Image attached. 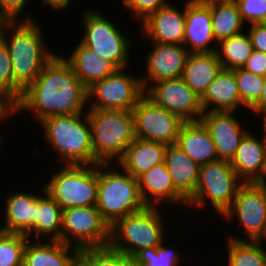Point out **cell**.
Instances as JSON below:
<instances>
[{"label": "cell", "instance_id": "cell-19", "mask_svg": "<svg viewBox=\"0 0 266 266\" xmlns=\"http://www.w3.org/2000/svg\"><path fill=\"white\" fill-rule=\"evenodd\" d=\"M262 133L258 138L249 131L230 161L244 183L266 182V134Z\"/></svg>", "mask_w": 266, "mask_h": 266}, {"label": "cell", "instance_id": "cell-42", "mask_svg": "<svg viewBox=\"0 0 266 266\" xmlns=\"http://www.w3.org/2000/svg\"><path fill=\"white\" fill-rule=\"evenodd\" d=\"M247 26H250L247 32L250 36L253 49L266 53V24L255 23Z\"/></svg>", "mask_w": 266, "mask_h": 266}, {"label": "cell", "instance_id": "cell-44", "mask_svg": "<svg viewBox=\"0 0 266 266\" xmlns=\"http://www.w3.org/2000/svg\"><path fill=\"white\" fill-rule=\"evenodd\" d=\"M264 109H266V77L259 100L249 110H251L250 112H253L255 116H259Z\"/></svg>", "mask_w": 266, "mask_h": 266}, {"label": "cell", "instance_id": "cell-20", "mask_svg": "<svg viewBox=\"0 0 266 266\" xmlns=\"http://www.w3.org/2000/svg\"><path fill=\"white\" fill-rule=\"evenodd\" d=\"M137 181L140 194L147 206L160 207L161 203L166 201L174 207L183 206L186 209L187 199L174 187L164 162L139 176Z\"/></svg>", "mask_w": 266, "mask_h": 266}, {"label": "cell", "instance_id": "cell-18", "mask_svg": "<svg viewBox=\"0 0 266 266\" xmlns=\"http://www.w3.org/2000/svg\"><path fill=\"white\" fill-rule=\"evenodd\" d=\"M167 4L150 14L139 25L140 32L148 42H161L183 45L185 35V5L184 9Z\"/></svg>", "mask_w": 266, "mask_h": 266}, {"label": "cell", "instance_id": "cell-22", "mask_svg": "<svg viewBox=\"0 0 266 266\" xmlns=\"http://www.w3.org/2000/svg\"><path fill=\"white\" fill-rule=\"evenodd\" d=\"M78 252L77 248L61 241L34 242L31 239L25 245L23 266H73L77 262Z\"/></svg>", "mask_w": 266, "mask_h": 266}, {"label": "cell", "instance_id": "cell-29", "mask_svg": "<svg viewBox=\"0 0 266 266\" xmlns=\"http://www.w3.org/2000/svg\"><path fill=\"white\" fill-rule=\"evenodd\" d=\"M38 196L37 220L26 237L31 240L61 241L62 211L60 205L48 193L44 185Z\"/></svg>", "mask_w": 266, "mask_h": 266}, {"label": "cell", "instance_id": "cell-14", "mask_svg": "<svg viewBox=\"0 0 266 266\" xmlns=\"http://www.w3.org/2000/svg\"><path fill=\"white\" fill-rule=\"evenodd\" d=\"M145 95L156 105L178 115L183 121H200L204 113L199 96L182 77L152 83Z\"/></svg>", "mask_w": 266, "mask_h": 266}, {"label": "cell", "instance_id": "cell-10", "mask_svg": "<svg viewBox=\"0 0 266 266\" xmlns=\"http://www.w3.org/2000/svg\"><path fill=\"white\" fill-rule=\"evenodd\" d=\"M111 227L96 206L71 207L62 211L61 242L78 250L110 244Z\"/></svg>", "mask_w": 266, "mask_h": 266}, {"label": "cell", "instance_id": "cell-35", "mask_svg": "<svg viewBox=\"0 0 266 266\" xmlns=\"http://www.w3.org/2000/svg\"><path fill=\"white\" fill-rule=\"evenodd\" d=\"M26 235L0 230V266H23Z\"/></svg>", "mask_w": 266, "mask_h": 266}, {"label": "cell", "instance_id": "cell-45", "mask_svg": "<svg viewBox=\"0 0 266 266\" xmlns=\"http://www.w3.org/2000/svg\"><path fill=\"white\" fill-rule=\"evenodd\" d=\"M42 2L45 6H50L55 11L67 10L71 4V0H42Z\"/></svg>", "mask_w": 266, "mask_h": 266}, {"label": "cell", "instance_id": "cell-39", "mask_svg": "<svg viewBox=\"0 0 266 266\" xmlns=\"http://www.w3.org/2000/svg\"><path fill=\"white\" fill-rule=\"evenodd\" d=\"M169 3V0H125L123 7L132 12V18H135L136 22L141 23L150 14Z\"/></svg>", "mask_w": 266, "mask_h": 266}, {"label": "cell", "instance_id": "cell-28", "mask_svg": "<svg viewBox=\"0 0 266 266\" xmlns=\"http://www.w3.org/2000/svg\"><path fill=\"white\" fill-rule=\"evenodd\" d=\"M164 163L174 187L188 200L198 184L199 165L175 144L167 146Z\"/></svg>", "mask_w": 266, "mask_h": 266}, {"label": "cell", "instance_id": "cell-13", "mask_svg": "<svg viewBox=\"0 0 266 266\" xmlns=\"http://www.w3.org/2000/svg\"><path fill=\"white\" fill-rule=\"evenodd\" d=\"M135 137L172 145L183 121L178 115L156 105L145 94L132 109Z\"/></svg>", "mask_w": 266, "mask_h": 266}, {"label": "cell", "instance_id": "cell-7", "mask_svg": "<svg viewBox=\"0 0 266 266\" xmlns=\"http://www.w3.org/2000/svg\"><path fill=\"white\" fill-rule=\"evenodd\" d=\"M243 183L228 161L218 159L200 165L198 184L195 193L187 200V209L205 208L209 202L222 216Z\"/></svg>", "mask_w": 266, "mask_h": 266}, {"label": "cell", "instance_id": "cell-43", "mask_svg": "<svg viewBox=\"0 0 266 266\" xmlns=\"http://www.w3.org/2000/svg\"><path fill=\"white\" fill-rule=\"evenodd\" d=\"M16 113H18V105L17 102L10 97L9 95H7L6 93L0 91V124L3 121L4 124V120H10L12 116H14ZM1 134H0V144H3L1 142H4L1 138Z\"/></svg>", "mask_w": 266, "mask_h": 266}, {"label": "cell", "instance_id": "cell-4", "mask_svg": "<svg viewBox=\"0 0 266 266\" xmlns=\"http://www.w3.org/2000/svg\"><path fill=\"white\" fill-rule=\"evenodd\" d=\"M113 169H116L113 163L98 164L96 207L110 227L119 219L147 207L140 194L137 179L122 168Z\"/></svg>", "mask_w": 266, "mask_h": 266}, {"label": "cell", "instance_id": "cell-25", "mask_svg": "<svg viewBox=\"0 0 266 266\" xmlns=\"http://www.w3.org/2000/svg\"><path fill=\"white\" fill-rule=\"evenodd\" d=\"M175 145L199 166L218 160L211 135L201 121L184 122Z\"/></svg>", "mask_w": 266, "mask_h": 266}, {"label": "cell", "instance_id": "cell-49", "mask_svg": "<svg viewBox=\"0 0 266 266\" xmlns=\"http://www.w3.org/2000/svg\"><path fill=\"white\" fill-rule=\"evenodd\" d=\"M73 266H82L78 261Z\"/></svg>", "mask_w": 266, "mask_h": 266}, {"label": "cell", "instance_id": "cell-21", "mask_svg": "<svg viewBox=\"0 0 266 266\" xmlns=\"http://www.w3.org/2000/svg\"><path fill=\"white\" fill-rule=\"evenodd\" d=\"M8 194L4 200L6 205L4 204L5 212L2 215L5 222L0 226V230L27 235L37 220L39 193L15 190Z\"/></svg>", "mask_w": 266, "mask_h": 266}, {"label": "cell", "instance_id": "cell-5", "mask_svg": "<svg viewBox=\"0 0 266 266\" xmlns=\"http://www.w3.org/2000/svg\"><path fill=\"white\" fill-rule=\"evenodd\" d=\"M88 110L94 159L98 163L118 161L135 139L132 111Z\"/></svg>", "mask_w": 266, "mask_h": 266}, {"label": "cell", "instance_id": "cell-26", "mask_svg": "<svg viewBox=\"0 0 266 266\" xmlns=\"http://www.w3.org/2000/svg\"><path fill=\"white\" fill-rule=\"evenodd\" d=\"M63 58L87 89L117 70L111 62L103 59L81 42L75 46L71 55Z\"/></svg>", "mask_w": 266, "mask_h": 266}, {"label": "cell", "instance_id": "cell-24", "mask_svg": "<svg viewBox=\"0 0 266 266\" xmlns=\"http://www.w3.org/2000/svg\"><path fill=\"white\" fill-rule=\"evenodd\" d=\"M204 112L237 111L246 106L241 102L237 80L232 70L223 69L215 80L207 87L200 98ZM238 109V110H237Z\"/></svg>", "mask_w": 266, "mask_h": 266}, {"label": "cell", "instance_id": "cell-11", "mask_svg": "<svg viewBox=\"0 0 266 266\" xmlns=\"http://www.w3.org/2000/svg\"><path fill=\"white\" fill-rule=\"evenodd\" d=\"M125 70L117 69L88 89V109L132 111L145 91L140 76H132Z\"/></svg>", "mask_w": 266, "mask_h": 266}, {"label": "cell", "instance_id": "cell-36", "mask_svg": "<svg viewBox=\"0 0 266 266\" xmlns=\"http://www.w3.org/2000/svg\"><path fill=\"white\" fill-rule=\"evenodd\" d=\"M237 80L241 102L249 109L259 100L265 77L255 75L244 68L232 70Z\"/></svg>", "mask_w": 266, "mask_h": 266}, {"label": "cell", "instance_id": "cell-12", "mask_svg": "<svg viewBox=\"0 0 266 266\" xmlns=\"http://www.w3.org/2000/svg\"><path fill=\"white\" fill-rule=\"evenodd\" d=\"M221 217L229 222L237 218L246 240L258 241L266 227V182L243 183Z\"/></svg>", "mask_w": 266, "mask_h": 266}, {"label": "cell", "instance_id": "cell-9", "mask_svg": "<svg viewBox=\"0 0 266 266\" xmlns=\"http://www.w3.org/2000/svg\"><path fill=\"white\" fill-rule=\"evenodd\" d=\"M102 14L100 10L89 8L83 12L84 35L79 41L117 69L128 68L132 40Z\"/></svg>", "mask_w": 266, "mask_h": 266}, {"label": "cell", "instance_id": "cell-37", "mask_svg": "<svg viewBox=\"0 0 266 266\" xmlns=\"http://www.w3.org/2000/svg\"><path fill=\"white\" fill-rule=\"evenodd\" d=\"M0 91L12 97L17 103L21 96L14 90L12 63L5 41L0 38Z\"/></svg>", "mask_w": 266, "mask_h": 266}, {"label": "cell", "instance_id": "cell-47", "mask_svg": "<svg viewBox=\"0 0 266 266\" xmlns=\"http://www.w3.org/2000/svg\"><path fill=\"white\" fill-rule=\"evenodd\" d=\"M260 117H262V132H264L266 134V109H264L260 114Z\"/></svg>", "mask_w": 266, "mask_h": 266}, {"label": "cell", "instance_id": "cell-3", "mask_svg": "<svg viewBox=\"0 0 266 266\" xmlns=\"http://www.w3.org/2000/svg\"><path fill=\"white\" fill-rule=\"evenodd\" d=\"M45 140L59 155L63 165L99 164L93 157L88 112L52 116L39 122Z\"/></svg>", "mask_w": 266, "mask_h": 266}, {"label": "cell", "instance_id": "cell-8", "mask_svg": "<svg viewBox=\"0 0 266 266\" xmlns=\"http://www.w3.org/2000/svg\"><path fill=\"white\" fill-rule=\"evenodd\" d=\"M61 169V170H60ZM44 182L48 193L64 210L71 207L96 206L98 194V164L62 165Z\"/></svg>", "mask_w": 266, "mask_h": 266}, {"label": "cell", "instance_id": "cell-6", "mask_svg": "<svg viewBox=\"0 0 266 266\" xmlns=\"http://www.w3.org/2000/svg\"><path fill=\"white\" fill-rule=\"evenodd\" d=\"M161 207L147 206L119 219L111 226L109 245L130 258L141 249L160 246L167 237Z\"/></svg>", "mask_w": 266, "mask_h": 266}, {"label": "cell", "instance_id": "cell-1", "mask_svg": "<svg viewBox=\"0 0 266 266\" xmlns=\"http://www.w3.org/2000/svg\"><path fill=\"white\" fill-rule=\"evenodd\" d=\"M17 105L18 113L28 111L39 123L52 116L88 111V89L63 54H56L23 91Z\"/></svg>", "mask_w": 266, "mask_h": 266}, {"label": "cell", "instance_id": "cell-40", "mask_svg": "<svg viewBox=\"0 0 266 266\" xmlns=\"http://www.w3.org/2000/svg\"><path fill=\"white\" fill-rule=\"evenodd\" d=\"M28 0H0V13L8 20V21H31L35 20L32 18L33 16L25 15V17H20L19 14L22 11H25L24 8ZM31 16V17H30ZM18 17V18H17ZM21 18V19H20Z\"/></svg>", "mask_w": 266, "mask_h": 266}, {"label": "cell", "instance_id": "cell-15", "mask_svg": "<svg viewBox=\"0 0 266 266\" xmlns=\"http://www.w3.org/2000/svg\"><path fill=\"white\" fill-rule=\"evenodd\" d=\"M152 49L146 55L145 68L140 76L144 91L154 82L182 77L190 52L180 44L151 42ZM146 71V72H144Z\"/></svg>", "mask_w": 266, "mask_h": 266}, {"label": "cell", "instance_id": "cell-33", "mask_svg": "<svg viewBox=\"0 0 266 266\" xmlns=\"http://www.w3.org/2000/svg\"><path fill=\"white\" fill-rule=\"evenodd\" d=\"M77 261L82 266H134L130 257L110 245L81 249Z\"/></svg>", "mask_w": 266, "mask_h": 266}, {"label": "cell", "instance_id": "cell-23", "mask_svg": "<svg viewBox=\"0 0 266 266\" xmlns=\"http://www.w3.org/2000/svg\"><path fill=\"white\" fill-rule=\"evenodd\" d=\"M166 144L135 137L123 156L115 163L120 168L138 178L165 159Z\"/></svg>", "mask_w": 266, "mask_h": 266}, {"label": "cell", "instance_id": "cell-27", "mask_svg": "<svg viewBox=\"0 0 266 266\" xmlns=\"http://www.w3.org/2000/svg\"><path fill=\"white\" fill-rule=\"evenodd\" d=\"M222 70L223 66L216 52L190 53L182 78L187 86L201 98Z\"/></svg>", "mask_w": 266, "mask_h": 266}, {"label": "cell", "instance_id": "cell-16", "mask_svg": "<svg viewBox=\"0 0 266 266\" xmlns=\"http://www.w3.org/2000/svg\"><path fill=\"white\" fill-rule=\"evenodd\" d=\"M235 114V115H234ZM236 117V111H207L200 121L209 131L219 160L230 162L241 140L249 132Z\"/></svg>", "mask_w": 266, "mask_h": 266}, {"label": "cell", "instance_id": "cell-38", "mask_svg": "<svg viewBox=\"0 0 266 266\" xmlns=\"http://www.w3.org/2000/svg\"><path fill=\"white\" fill-rule=\"evenodd\" d=\"M244 24L266 22V0H234Z\"/></svg>", "mask_w": 266, "mask_h": 266}, {"label": "cell", "instance_id": "cell-46", "mask_svg": "<svg viewBox=\"0 0 266 266\" xmlns=\"http://www.w3.org/2000/svg\"><path fill=\"white\" fill-rule=\"evenodd\" d=\"M8 20L0 13V38L3 34L4 26Z\"/></svg>", "mask_w": 266, "mask_h": 266}, {"label": "cell", "instance_id": "cell-31", "mask_svg": "<svg viewBox=\"0 0 266 266\" xmlns=\"http://www.w3.org/2000/svg\"><path fill=\"white\" fill-rule=\"evenodd\" d=\"M245 31L222 39L217 43L216 54L223 69L234 70L242 68L251 56L254 49L250 36Z\"/></svg>", "mask_w": 266, "mask_h": 266}, {"label": "cell", "instance_id": "cell-48", "mask_svg": "<svg viewBox=\"0 0 266 266\" xmlns=\"http://www.w3.org/2000/svg\"><path fill=\"white\" fill-rule=\"evenodd\" d=\"M264 240H266V227H265L262 237L258 241H260L261 243H264Z\"/></svg>", "mask_w": 266, "mask_h": 266}, {"label": "cell", "instance_id": "cell-32", "mask_svg": "<svg viewBox=\"0 0 266 266\" xmlns=\"http://www.w3.org/2000/svg\"><path fill=\"white\" fill-rule=\"evenodd\" d=\"M226 243L228 266H266V250L260 241H249L232 234Z\"/></svg>", "mask_w": 266, "mask_h": 266}, {"label": "cell", "instance_id": "cell-41", "mask_svg": "<svg viewBox=\"0 0 266 266\" xmlns=\"http://www.w3.org/2000/svg\"><path fill=\"white\" fill-rule=\"evenodd\" d=\"M242 68L255 75L266 77V53L253 50Z\"/></svg>", "mask_w": 266, "mask_h": 266}, {"label": "cell", "instance_id": "cell-17", "mask_svg": "<svg viewBox=\"0 0 266 266\" xmlns=\"http://www.w3.org/2000/svg\"><path fill=\"white\" fill-rule=\"evenodd\" d=\"M185 35L183 46L190 53L216 52L217 41L213 34L210 0H186ZM213 42H216L212 44ZM210 45V46H209Z\"/></svg>", "mask_w": 266, "mask_h": 266}, {"label": "cell", "instance_id": "cell-34", "mask_svg": "<svg viewBox=\"0 0 266 266\" xmlns=\"http://www.w3.org/2000/svg\"><path fill=\"white\" fill-rule=\"evenodd\" d=\"M168 243L162 242L160 246L141 249L132 257L134 266H181L183 262L182 254L174 250L173 246H166ZM179 252V253H178Z\"/></svg>", "mask_w": 266, "mask_h": 266}, {"label": "cell", "instance_id": "cell-2", "mask_svg": "<svg viewBox=\"0 0 266 266\" xmlns=\"http://www.w3.org/2000/svg\"><path fill=\"white\" fill-rule=\"evenodd\" d=\"M41 29L36 20L8 21L4 26L1 38L12 63L14 90L20 96L57 54L46 47Z\"/></svg>", "mask_w": 266, "mask_h": 266}, {"label": "cell", "instance_id": "cell-30", "mask_svg": "<svg viewBox=\"0 0 266 266\" xmlns=\"http://www.w3.org/2000/svg\"><path fill=\"white\" fill-rule=\"evenodd\" d=\"M210 11L217 42L244 31L246 25L234 0H210Z\"/></svg>", "mask_w": 266, "mask_h": 266}]
</instances>
